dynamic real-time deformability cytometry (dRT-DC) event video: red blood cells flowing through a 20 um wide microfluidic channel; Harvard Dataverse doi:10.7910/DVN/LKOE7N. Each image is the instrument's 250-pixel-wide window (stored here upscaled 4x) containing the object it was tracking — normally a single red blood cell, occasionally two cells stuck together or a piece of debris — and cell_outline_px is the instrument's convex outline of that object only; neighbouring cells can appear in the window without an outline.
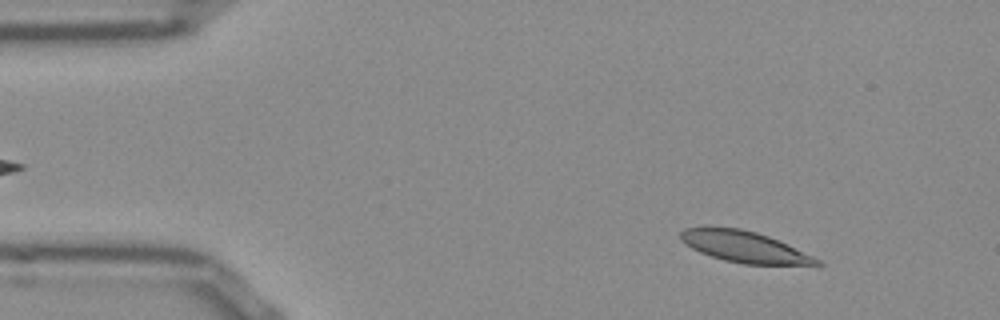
{"species": "Egyptian fruit bat (a non-hibernating species)", "species_latin": "Rousettus aegyptiacus", "temperature_condition": "room temperature", "stored_images_in_passage": 51, "camera_frame_rate_fps": 3000, "um_per_image_px": 0.085, "frame": {"image": 1, "passage_image": 5, "time_ms": 1.333, "image_size_px": [1000, 320], "cell_outline_px": [[824, 264], [820, 268], [816, 268], [744, 264], [724, 260], [700, 252], [692, 248], [680, 240], [680, 232], [684, 228], [740, 228], [756, 232], [768, 236], [788, 244], [820, 260]], "centroid_in_image_um": [63.46, 21.05], "position_along_channel_um": 21.5, "area_um2": 25.37}}
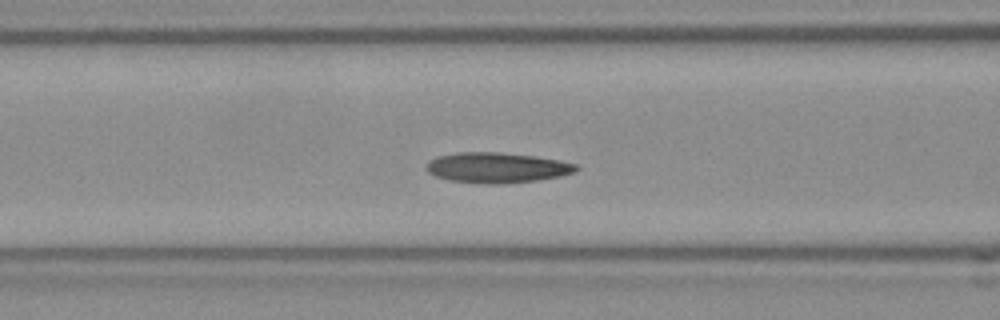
{"frame": {"image": 2, "passage_image": 19, "time_ms": 6.0, "image_size_px": [1000, 320], "cell_outline_px": [[580, 168], [576, 172], [560, 176], [536, 180], [496, 184], [488, 184], [448, 180], [436, 176], [428, 172], [428, 164], [436, 156], [456, 152], [500, 152], [532, 156], [560, 160], [576, 164]], "centroid_in_image_um": [42.27, 14.24], "position_along_channel_um": 124.3, "area_um2": 26.3}}
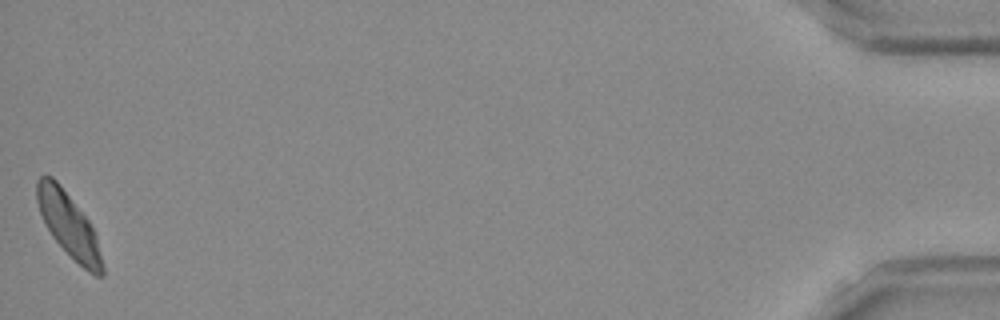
{"frame": {"image": 3, "passage_image": 51, "time_ms": 16.667, "image_size_px": [1000, 320], "cell_outline_px": [[104, 276], [96, 276], [88, 272], [52, 236], [40, 212], [36, 200], [36, 180], [40, 176], [52, 176], [60, 184], [88, 220], [96, 236], [104, 268]], "centroid_in_image_um": [5.84, 19.1], "position_along_channel_um": 429.4, "area_um2": 23.81}, "authors_computed_cell_mechanics": {"area_um2": 25.4898, "velocity_mm_per_s": 3.8021, "shape_relaxation_time_tau1_ms": 4.2707, "shape_relaxation_time_tau2_ms": 2.5494, "deformation_change_tau1": 0.1241, "deformation_change_tau2": 0.0868}}